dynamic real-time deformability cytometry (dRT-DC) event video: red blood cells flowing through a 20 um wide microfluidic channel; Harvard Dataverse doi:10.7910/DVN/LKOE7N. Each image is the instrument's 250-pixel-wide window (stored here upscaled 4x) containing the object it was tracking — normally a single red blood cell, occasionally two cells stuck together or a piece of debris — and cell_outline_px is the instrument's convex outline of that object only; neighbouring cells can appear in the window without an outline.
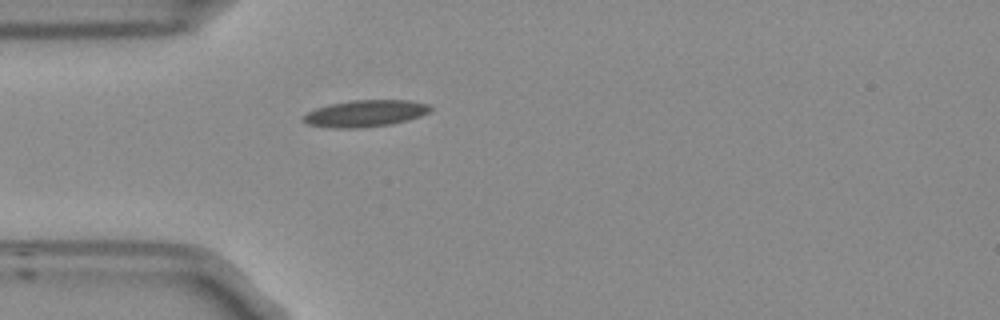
{"species": "Egyptian fruit bat (a non-hibernating species)", "species_latin": "Rousettus aegyptiacus", "temperature_condition": "room temperature", "stored_images_in_passage": 1, "camera_frame_rate_fps": 3000, "um_per_image_px": 0.085, "frame": {"image": 1, "passage_image": 1, "time_ms": 0.0, "image_size_px": [1000, 320], "cell_outline_px": [[432, 112], [408, 120], [392, 124], [364, 128], [328, 128], [308, 124], [300, 120], [300, 116], [316, 108], [328, 104], [352, 100], [412, 100], [432, 104]], "centroid_in_image_um": [31.06, 9.64], "position_along_channel_um": 53.9, "area_um2": 20.35}}